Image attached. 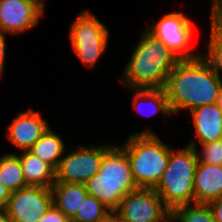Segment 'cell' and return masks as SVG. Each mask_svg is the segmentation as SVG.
Returning a JSON list of instances; mask_svg holds the SVG:
<instances>
[{"mask_svg": "<svg viewBox=\"0 0 222 222\" xmlns=\"http://www.w3.org/2000/svg\"><path fill=\"white\" fill-rule=\"evenodd\" d=\"M85 186L89 195L114 212L129 192L138 189L127 153L119 145L112 146L104 154L99 172Z\"/></svg>", "mask_w": 222, "mask_h": 222, "instance_id": "cell-3", "label": "cell"}, {"mask_svg": "<svg viewBox=\"0 0 222 222\" xmlns=\"http://www.w3.org/2000/svg\"><path fill=\"white\" fill-rule=\"evenodd\" d=\"M216 104L222 110V85H221L219 92H218Z\"/></svg>", "mask_w": 222, "mask_h": 222, "instance_id": "cell-30", "label": "cell"}, {"mask_svg": "<svg viewBox=\"0 0 222 222\" xmlns=\"http://www.w3.org/2000/svg\"><path fill=\"white\" fill-rule=\"evenodd\" d=\"M20 154L17 155L20 159L26 184L51 188L55 183V169L29 150L22 151Z\"/></svg>", "mask_w": 222, "mask_h": 222, "instance_id": "cell-16", "label": "cell"}, {"mask_svg": "<svg viewBox=\"0 0 222 222\" xmlns=\"http://www.w3.org/2000/svg\"><path fill=\"white\" fill-rule=\"evenodd\" d=\"M112 213L101 201L87 194L77 213L70 220L71 222H101Z\"/></svg>", "mask_w": 222, "mask_h": 222, "instance_id": "cell-21", "label": "cell"}, {"mask_svg": "<svg viewBox=\"0 0 222 222\" xmlns=\"http://www.w3.org/2000/svg\"><path fill=\"white\" fill-rule=\"evenodd\" d=\"M49 128L48 121L30 108L13 118L7 126L6 137L20 151H28Z\"/></svg>", "mask_w": 222, "mask_h": 222, "instance_id": "cell-12", "label": "cell"}, {"mask_svg": "<svg viewBox=\"0 0 222 222\" xmlns=\"http://www.w3.org/2000/svg\"><path fill=\"white\" fill-rule=\"evenodd\" d=\"M101 222H119V219L114 213H112L105 220H103Z\"/></svg>", "mask_w": 222, "mask_h": 222, "instance_id": "cell-31", "label": "cell"}, {"mask_svg": "<svg viewBox=\"0 0 222 222\" xmlns=\"http://www.w3.org/2000/svg\"><path fill=\"white\" fill-rule=\"evenodd\" d=\"M131 90L135 92L132 104L137 112L139 111L146 116H152L155 113L160 112L166 119H168L169 115L171 116L173 114L164 88H135ZM142 98L144 99V104L145 102H147V105L149 107L148 109L150 110V112L147 110V114H145L146 110L143 109L145 112L141 110L143 108Z\"/></svg>", "mask_w": 222, "mask_h": 222, "instance_id": "cell-17", "label": "cell"}, {"mask_svg": "<svg viewBox=\"0 0 222 222\" xmlns=\"http://www.w3.org/2000/svg\"><path fill=\"white\" fill-rule=\"evenodd\" d=\"M142 33L118 80L129 89L164 88L180 60L146 28Z\"/></svg>", "mask_w": 222, "mask_h": 222, "instance_id": "cell-2", "label": "cell"}, {"mask_svg": "<svg viewBox=\"0 0 222 222\" xmlns=\"http://www.w3.org/2000/svg\"><path fill=\"white\" fill-rule=\"evenodd\" d=\"M198 158L195 148L186 145L170 148L167 168L153 188L172 211L175 207L194 203V180Z\"/></svg>", "mask_w": 222, "mask_h": 222, "instance_id": "cell-5", "label": "cell"}, {"mask_svg": "<svg viewBox=\"0 0 222 222\" xmlns=\"http://www.w3.org/2000/svg\"><path fill=\"white\" fill-rule=\"evenodd\" d=\"M109 30L89 10L80 12L71 24L69 38L83 65L93 68L108 48Z\"/></svg>", "mask_w": 222, "mask_h": 222, "instance_id": "cell-6", "label": "cell"}, {"mask_svg": "<svg viewBox=\"0 0 222 222\" xmlns=\"http://www.w3.org/2000/svg\"><path fill=\"white\" fill-rule=\"evenodd\" d=\"M6 37L5 33L0 31V77L4 74L5 53H6Z\"/></svg>", "mask_w": 222, "mask_h": 222, "instance_id": "cell-27", "label": "cell"}, {"mask_svg": "<svg viewBox=\"0 0 222 222\" xmlns=\"http://www.w3.org/2000/svg\"><path fill=\"white\" fill-rule=\"evenodd\" d=\"M36 1H38L40 4H42L43 6H44V2L46 1V0H36Z\"/></svg>", "mask_w": 222, "mask_h": 222, "instance_id": "cell-32", "label": "cell"}, {"mask_svg": "<svg viewBox=\"0 0 222 222\" xmlns=\"http://www.w3.org/2000/svg\"><path fill=\"white\" fill-rule=\"evenodd\" d=\"M189 113L192 115L196 138L190 140L188 146L198 149L199 144L222 139V110L216 103L197 107Z\"/></svg>", "mask_w": 222, "mask_h": 222, "instance_id": "cell-13", "label": "cell"}, {"mask_svg": "<svg viewBox=\"0 0 222 222\" xmlns=\"http://www.w3.org/2000/svg\"><path fill=\"white\" fill-rule=\"evenodd\" d=\"M11 192L0 182V209H5Z\"/></svg>", "mask_w": 222, "mask_h": 222, "instance_id": "cell-28", "label": "cell"}, {"mask_svg": "<svg viewBox=\"0 0 222 222\" xmlns=\"http://www.w3.org/2000/svg\"><path fill=\"white\" fill-rule=\"evenodd\" d=\"M0 222H12L5 209H0Z\"/></svg>", "mask_w": 222, "mask_h": 222, "instance_id": "cell-29", "label": "cell"}, {"mask_svg": "<svg viewBox=\"0 0 222 222\" xmlns=\"http://www.w3.org/2000/svg\"><path fill=\"white\" fill-rule=\"evenodd\" d=\"M179 60H193L201 57L190 48L194 25L184 12H171L147 27Z\"/></svg>", "mask_w": 222, "mask_h": 222, "instance_id": "cell-7", "label": "cell"}, {"mask_svg": "<svg viewBox=\"0 0 222 222\" xmlns=\"http://www.w3.org/2000/svg\"><path fill=\"white\" fill-rule=\"evenodd\" d=\"M119 146L127 153L138 188H154L167 168L170 146L151 130L135 132Z\"/></svg>", "mask_w": 222, "mask_h": 222, "instance_id": "cell-4", "label": "cell"}, {"mask_svg": "<svg viewBox=\"0 0 222 222\" xmlns=\"http://www.w3.org/2000/svg\"><path fill=\"white\" fill-rule=\"evenodd\" d=\"M65 150L63 140L51 128L29 149L32 154L50 164L54 169L57 168Z\"/></svg>", "mask_w": 222, "mask_h": 222, "instance_id": "cell-18", "label": "cell"}, {"mask_svg": "<svg viewBox=\"0 0 222 222\" xmlns=\"http://www.w3.org/2000/svg\"><path fill=\"white\" fill-rule=\"evenodd\" d=\"M53 205L71 219L87 196L85 184L54 183L51 187Z\"/></svg>", "mask_w": 222, "mask_h": 222, "instance_id": "cell-15", "label": "cell"}, {"mask_svg": "<svg viewBox=\"0 0 222 222\" xmlns=\"http://www.w3.org/2000/svg\"><path fill=\"white\" fill-rule=\"evenodd\" d=\"M113 213L119 222H171V210L153 188L129 192Z\"/></svg>", "mask_w": 222, "mask_h": 222, "instance_id": "cell-9", "label": "cell"}, {"mask_svg": "<svg viewBox=\"0 0 222 222\" xmlns=\"http://www.w3.org/2000/svg\"><path fill=\"white\" fill-rule=\"evenodd\" d=\"M222 197V166L198 162L194 180V203L208 204Z\"/></svg>", "mask_w": 222, "mask_h": 222, "instance_id": "cell-14", "label": "cell"}, {"mask_svg": "<svg viewBox=\"0 0 222 222\" xmlns=\"http://www.w3.org/2000/svg\"><path fill=\"white\" fill-rule=\"evenodd\" d=\"M208 205L212 210L215 222H222V197L210 201Z\"/></svg>", "mask_w": 222, "mask_h": 222, "instance_id": "cell-26", "label": "cell"}, {"mask_svg": "<svg viewBox=\"0 0 222 222\" xmlns=\"http://www.w3.org/2000/svg\"><path fill=\"white\" fill-rule=\"evenodd\" d=\"M38 222H71V220L53 205Z\"/></svg>", "mask_w": 222, "mask_h": 222, "instance_id": "cell-25", "label": "cell"}, {"mask_svg": "<svg viewBox=\"0 0 222 222\" xmlns=\"http://www.w3.org/2000/svg\"><path fill=\"white\" fill-rule=\"evenodd\" d=\"M44 7L36 0H0V31L11 35L27 32L39 23Z\"/></svg>", "mask_w": 222, "mask_h": 222, "instance_id": "cell-11", "label": "cell"}, {"mask_svg": "<svg viewBox=\"0 0 222 222\" xmlns=\"http://www.w3.org/2000/svg\"><path fill=\"white\" fill-rule=\"evenodd\" d=\"M207 47L206 53L201 54V57L209 64L222 82V34L215 32L211 27Z\"/></svg>", "mask_w": 222, "mask_h": 222, "instance_id": "cell-22", "label": "cell"}, {"mask_svg": "<svg viewBox=\"0 0 222 222\" xmlns=\"http://www.w3.org/2000/svg\"><path fill=\"white\" fill-rule=\"evenodd\" d=\"M0 182L10 191H17L28 186L19 156L15 153L0 156Z\"/></svg>", "mask_w": 222, "mask_h": 222, "instance_id": "cell-19", "label": "cell"}, {"mask_svg": "<svg viewBox=\"0 0 222 222\" xmlns=\"http://www.w3.org/2000/svg\"><path fill=\"white\" fill-rule=\"evenodd\" d=\"M112 146L93 144L66 151L55 169V183L85 184L99 172L103 156Z\"/></svg>", "mask_w": 222, "mask_h": 222, "instance_id": "cell-8", "label": "cell"}, {"mask_svg": "<svg viewBox=\"0 0 222 222\" xmlns=\"http://www.w3.org/2000/svg\"><path fill=\"white\" fill-rule=\"evenodd\" d=\"M200 146V150L195 148L198 162L222 166V139Z\"/></svg>", "mask_w": 222, "mask_h": 222, "instance_id": "cell-23", "label": "cell"}, {"mask_svg": "<svg viewBox=\"0 0 222 222\" xmlns=\"http://www.w3.org/2000/svg\"><path fill=\"white\" fill-rule=\"evenodd\" d=\"M171 222H215V219L208 204L193 203L175 207Z\"/></svg>", "mask_w": 222, "mask_h": 222, "instance_id": "cell-20", "label": "cell"}, {"mask_svg": "<svg viewBox=\"0 0 222 222\" xmlns=\"http://www.w3.org/2000/svg\"><path fill=\"white\" fill-rule=\"evenodd\" d=\"M209 27L222 34V0L212 1Z\"/></svg>", "mask_w": 222, "mask_h": 222, "instance_id": "cell-24", "label": "cell"}, {"mask_svg": "<svg viewBox=\"0 0 222 222\" xmlns=\"http://www.w3.org/2000/svg\"><path fill=\"white\" fill-rule=\"evenodd\" d=\"M221 80L202 58L180 60L169 73L165 91L172 113L215 104Z\"/></svg>", "mask_w": 222, "mask_h": 222, "instance_id": "cell-1", "label": "cell"}, {"mask_svg": "<svg viewBox=\"0 0 222 222\" xmlns=\"http://www.w3.org/2000/svg\"><path fill=\"white\" fill-rule=\"evenodd\" d=\"M52 206L51 188L28 185L11 192L5 210L12 222H38Z\"/></svg>", "mask_w": 222, "mask_h": 222, "instance_id": "cell-10", "label": "cell"}]
</instances>
